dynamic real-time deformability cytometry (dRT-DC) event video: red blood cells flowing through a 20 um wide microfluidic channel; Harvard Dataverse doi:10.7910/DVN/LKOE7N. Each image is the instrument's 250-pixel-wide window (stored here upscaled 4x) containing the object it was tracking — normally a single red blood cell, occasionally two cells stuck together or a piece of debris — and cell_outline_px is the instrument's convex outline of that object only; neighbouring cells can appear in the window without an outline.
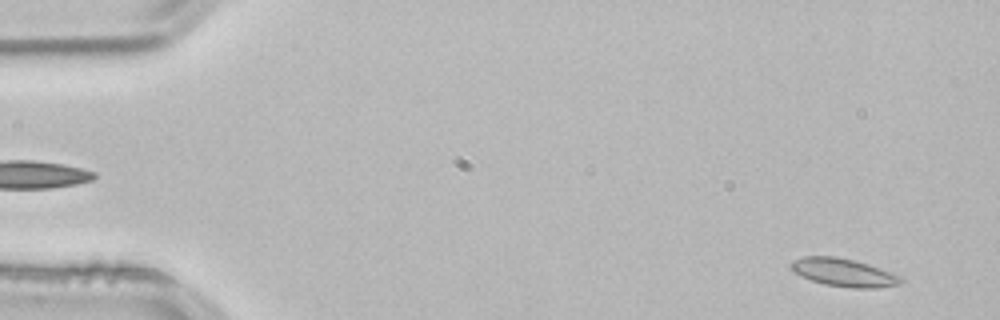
{"species": "common noctule bat (a hibernating species)", "species_latin": "Nyctalus noctula", "temperature_condition": "room temperature", "stored_images_in_passage": 54, "camera_frame_rate_fps": 3000, "um_per_image_px": 0.085, "animal": {"sex": "male", "body_mass_g": 21.5, "forearm_length_mm": 52.0}, "frame": {"image": 1, "passage_image": 4, "time_ms": 1.0, "image_size_px": [1000, 320], "cell_outline_px": [[904, 280], [900, 284], [876, 288], [852, 288], [824, 284], [812, 280], [796, 272], [788, 264], [792, 260], [804, 256], [836, 256], [868, 264], [900, 276]], "centroid_in_image_um": [71.71, 23.16], "position_along_channel_um": 13.3, "area_um2": 17.69}}
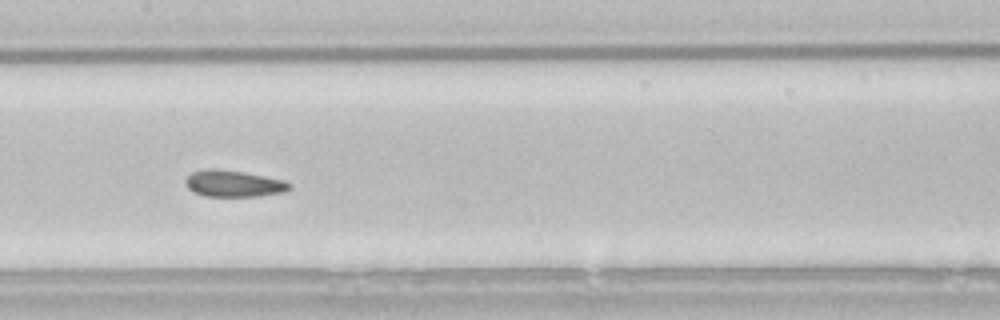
{"frame": {"image": 2, "passage_image": 27, "time_ms": 8.667, "image_size_px": [1000, 320], "cell_outline_px": [[292, 188], [284, 192], [260, 196], [204, 196], [188, 188], [184, 180], [192, 172], [208, 168], [216, 168], [244, 172], [284, 180], [292, 184]], "centroid_in_image_um": [19.88, 15.6], "position_along_channel_um": 187.5, "area_um2": 16.13}}
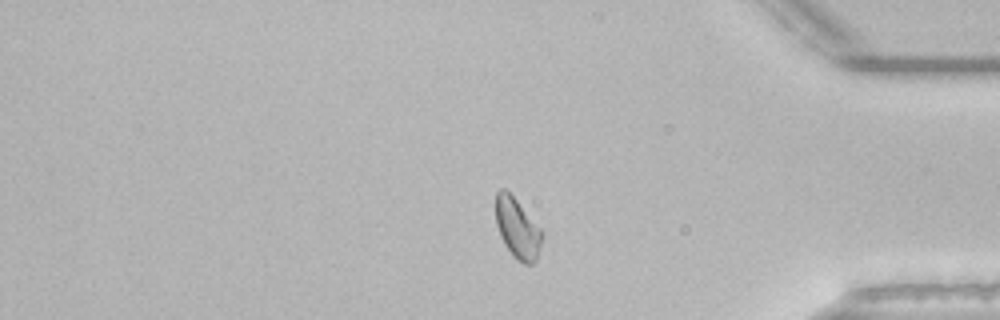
{"frame": {"image": 3, "passage_image": 45, "time_ms": 14.667, "image_size_px": [1000, 320], "cell_outline_px": [[544, 236], [536, 260], [532, 264], [524, 264], [516, 260], [512, 256], [504, 244], [500, 236], [496, 224], [496, 192], [500, 188], [504, 188], [516, 200], [544, 232]], "centroid_in_image_um": [43.99, 19.44], "position_along_channel_um": 391.2, "area_um2": 16.36}, "authors_computed_cell_mechanics": {"area_um2": 16.4152, "velocity_mm_per_s": 3.811, "shape_relaxation_time_tau1_ms": 6.5163, "shape_relaxation_time_tau2_ms": 1.2648, "deformation_change_tau1": 0.0981, "deformation_change_tau2": 0.0613}}